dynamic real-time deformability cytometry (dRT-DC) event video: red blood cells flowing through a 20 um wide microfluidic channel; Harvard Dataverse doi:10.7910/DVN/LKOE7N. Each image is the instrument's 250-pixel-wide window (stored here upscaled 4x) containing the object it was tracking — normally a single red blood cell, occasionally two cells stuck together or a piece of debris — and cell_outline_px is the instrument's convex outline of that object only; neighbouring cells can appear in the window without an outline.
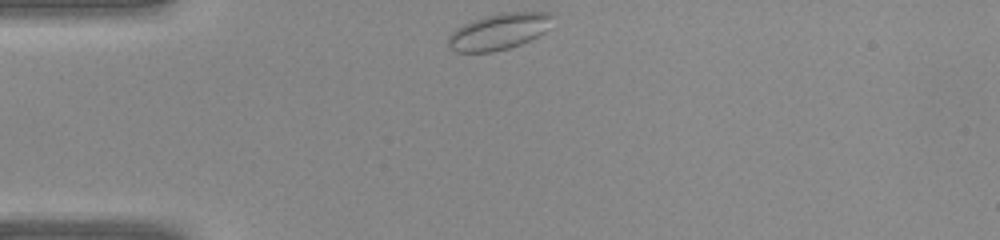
{"species": "common noctule bat (a hibernating species)", "species_latin": "Nyctalus noctula", "temperature_condition": "warm", "stored_images_in_passage": 28, "camera_frame_rate_fps": 3000, "um_per_image_px": 0.085, "animal": {"sex": "female", "body_mass_g": 22.0, "forearm_length_mm": 56.7}, "frame": {"image": 1, "passage_image": 1, "time_ms": 0.0, "image_size_px": [1000, 240], "cell_outline_px": [[556, 16], [548, 28], [544, 32], [520, 44], [508, 48], [492, 52], [456, 52], [448, 48], [448, 36], [456, 28], [464, 24], [484, 16], [500, 12], [552, 12]], "centroid_in_image_um": [42.41, 2.66], "position_along_channel_um": 42.6, "area_um2": 22.14}}
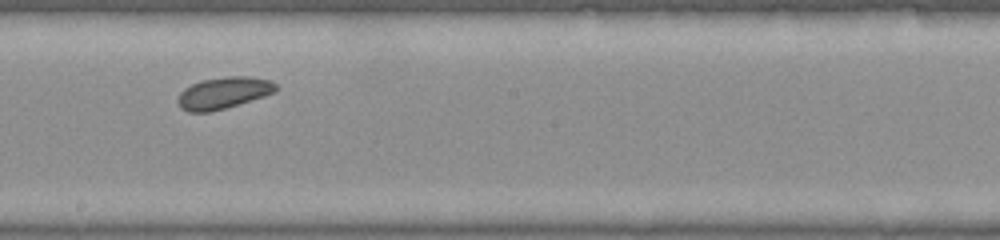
{"frame": {"image": 2, "passage_image": 14, "time_ms": 4.333, "image_size_px": [1000, 240], "cell_outline_px": [[276, 92], [264, 96], [224, 108], [208, 112], [188, 112], [180, 108], [176, 100], [180, 92], [184, 88], [200, 80], [228, 76], [248, 76], [272, 80], [276, 84]], "centroid_in_image_um": [18.97, 7.89], "position_along_channel_um": 229.2, "area_um2": 18.15}}
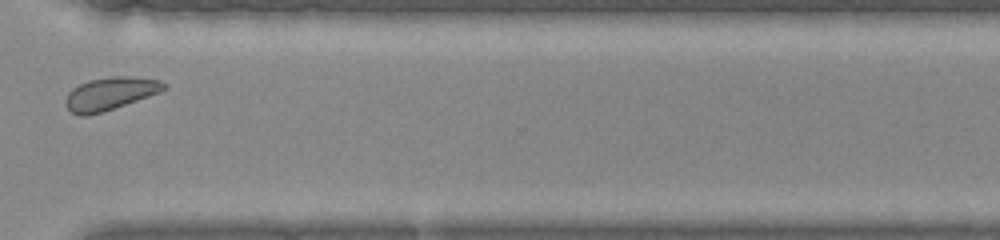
{"frame": {"image": 3, "passage_image": 22, "time_ms": 7.0, "image_size_px": [1000, 240], "cell_outline_px": [[168, 88], [160, 92], [88, 116], [80, 116], [72, 112], [64, 104], [64, 100], [68, 92], [72, 88], [88, 80], [112, 76], [136, 76], [160, 80], [168, 84]], "centroid_in_image_um": [9.36, 7.93], "position_along_channel_um": 361.2, "area_um2": 18.79}}